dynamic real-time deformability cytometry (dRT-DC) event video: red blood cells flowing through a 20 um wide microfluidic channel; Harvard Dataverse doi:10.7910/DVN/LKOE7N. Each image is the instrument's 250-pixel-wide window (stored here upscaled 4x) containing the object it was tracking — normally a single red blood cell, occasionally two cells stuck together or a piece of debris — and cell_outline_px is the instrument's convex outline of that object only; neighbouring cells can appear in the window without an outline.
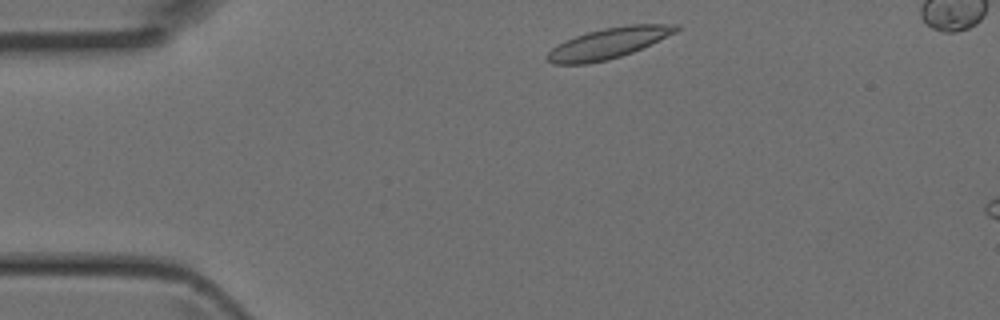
{"species": "Egyptian fruit bat (a non-hibernating species)", "species_latin": "Rousettus aegyptiacus", "temperature_condition": "room temperature", "stored_images_in_passage": 4, "camera_frame_rate_fps": 3000, "um_per_image_px": 0.085, "animal": {"sex": "female"}, "frame": {"image": 1, "passage_image": 1, "time_ms": 0.0, "image_size_px": [1000, 320], "cell_outline_px": [[680, 28], [676, 32], [652, 44], [632, 52], [608, 60], [588, 64], [552, 64], [544, 56], [552, 48], [564, 40], [588, 32], [604, 28], [628, 24], [680, 24]], "centroid_in_image_um": [51.72, 3.67], "position_along_channel_um": 33.3, "area_um2": 23.12}}